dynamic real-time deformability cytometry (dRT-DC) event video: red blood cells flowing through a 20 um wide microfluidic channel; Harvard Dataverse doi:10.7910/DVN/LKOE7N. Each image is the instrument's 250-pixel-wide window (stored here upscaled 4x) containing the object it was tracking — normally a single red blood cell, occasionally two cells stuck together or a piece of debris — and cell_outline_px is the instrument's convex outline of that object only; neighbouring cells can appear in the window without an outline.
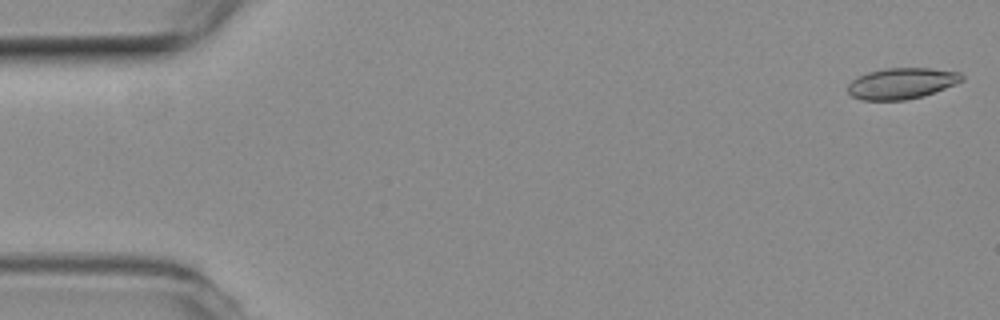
{"species": "common noctule bat (a hibernating species)", "species_latin": "Nyctalus noctula", "temperature_condition": "room temperature", "stored_images_in_passage": 12, "camera_frame_rate_fps": 3000, "um_per_image_px": 0.085, "animal": {"sex": "female", "body_mass_g": 19.3, "forearm_length_mm": 54.1}, "frame": {"image": 1, "passage_image": 1, "time_ms": 0.0, "image_size_px": [1000, 320], "cell_outline_px": [[964, 80], [956, 84], [924, 96], [904, 100], [864, 100], [852, 96], [848, 92], [848, 84], [852, 80], [868, 72], [884, 68], [932, 68], [960, 72], [964, 76]], "centroid_in_image_um": [76.68, 7.08], "position_along_channel_um": 8.3, "area_um2": 20.69}}
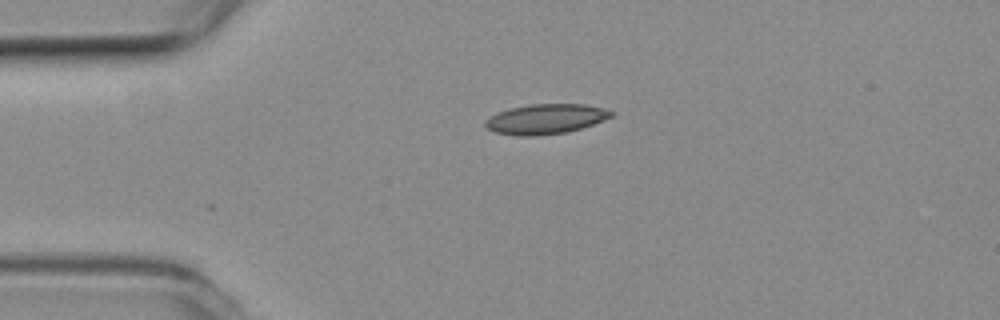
{"frame": {"image": 2, "passage_image": 12, "time_ms": 3.667, "image_size_px": [1000, 320], "cell_outline_px": [[616, 112], [612, 116], [604, 120], [580, 128], [564, 132], [536, 136], [516, 136], [496, 132], [488, 128], [484, 124], [484, 120], [500, 112], [512, 108], [532, 104], [584, 104], [604, 108]], "centroid_in_image_um": [46.41, 10.11], "position_along_channel_um": 38.6, "area_um2": 21.73}}